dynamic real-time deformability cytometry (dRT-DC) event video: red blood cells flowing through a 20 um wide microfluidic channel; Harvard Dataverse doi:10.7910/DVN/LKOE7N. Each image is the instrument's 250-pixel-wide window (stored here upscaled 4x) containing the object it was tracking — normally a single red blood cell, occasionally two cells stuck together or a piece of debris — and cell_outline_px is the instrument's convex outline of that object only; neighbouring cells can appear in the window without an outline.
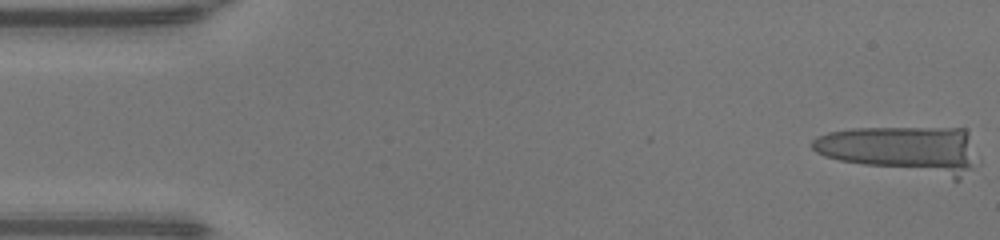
{"species": "human", "species_latin": "Homo sapiens", "temperature_condition": "warm", "stored_images_in_passage": 4, "camera_frame_rate_fps": 3000, "um_per_image_px": 0.085, "donor": {"sex": "male"}, "frame": {"image": 1, "passage_image": 1, "time_ms": 0.0, "image_size_px": [1000, 240], "cell_outline_px": [[980, 164], [960, 180], [952, 180], [840, 160], [824, 156], [816, 152], [812, 148], [812, 140], [828, 132], [852, 128], [964, 128], [968, 132], [980, 160]], "centroid_in_image_um": [76.85, 12.73], "position_along_channel_um": 8.1, "area_um2": 46.07}}